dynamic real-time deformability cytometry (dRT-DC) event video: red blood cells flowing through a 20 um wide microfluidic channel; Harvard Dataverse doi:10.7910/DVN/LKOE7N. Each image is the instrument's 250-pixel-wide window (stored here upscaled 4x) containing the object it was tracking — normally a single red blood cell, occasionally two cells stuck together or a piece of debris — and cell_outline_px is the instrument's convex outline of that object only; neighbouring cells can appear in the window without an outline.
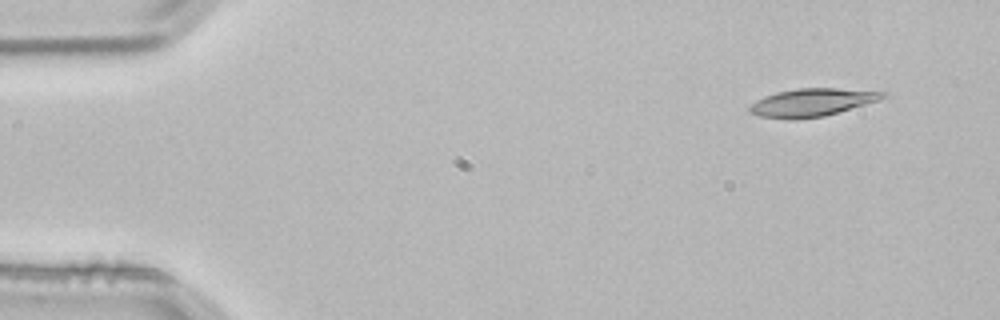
{"species": "common noctule bat (a hibernating species)", "species_latin": "Nyctalus noctula", "temperature_condition": "room temperature", "stored_images_in_passage": 3, "camera_frame_rate_fps": 3000, "um_per_image_px": 0.085, "animal": {"sex": "male", "body_mass_g": 21.5, "forearm_length_mm": 52.0}, "frame": {"image": 1, "passage_image": 1, "time_ms": 0.0, "image_size_px": [1000, 320], "cell_outline_px": [[888, 96], [864, 104], [824, 116], [796, 120], [792, 120], [760, 116], [752, 112], [748, 108], [756, 100], [764, 96], [776, 92], [796, 88], [836, 88], [888, 92]], "centroid_in_image_um": [68.99, 8.7], "position_along_channel_um": 16.0, "area_um2": 21.44}}